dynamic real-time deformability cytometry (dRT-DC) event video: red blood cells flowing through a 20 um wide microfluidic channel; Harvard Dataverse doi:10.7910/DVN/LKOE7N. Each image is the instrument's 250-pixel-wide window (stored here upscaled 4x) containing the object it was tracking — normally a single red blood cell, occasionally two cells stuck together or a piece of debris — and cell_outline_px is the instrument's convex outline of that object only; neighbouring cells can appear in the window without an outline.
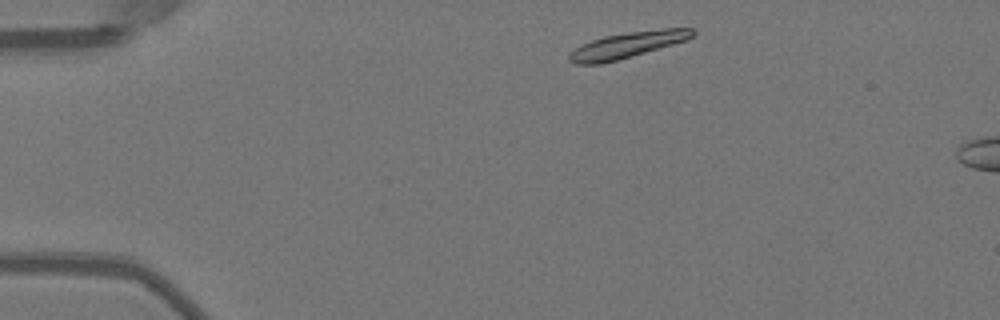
{"species": "Egyptian fruit bat (a non-hibernating species)", "species_latin": "Rousettus aegyptiacus", "temperature_condition": "warm", "stored_images_in_passage": 6, "camera_frame_rate_fps": 3000, "um_per_image_px": 0.085, "animal": {"sex": "female"}, "frame": {"image": 1, "passage_image": 2, "time_ms": 0.333, "image_size_px": [1000, 320], "cell_outline_px": [[696, 32], [688, 40], [632, 56], [600, 64], [576, 64], [568, 60], [568, 56], [576, 48], [592, 40], [604, 36], [628, 32], [664, 28], [692, 28]], "centroid_in_image_um": [53.36, 3.82], "position_along_channel_um": 31.6, "area_um2": 18.44}}